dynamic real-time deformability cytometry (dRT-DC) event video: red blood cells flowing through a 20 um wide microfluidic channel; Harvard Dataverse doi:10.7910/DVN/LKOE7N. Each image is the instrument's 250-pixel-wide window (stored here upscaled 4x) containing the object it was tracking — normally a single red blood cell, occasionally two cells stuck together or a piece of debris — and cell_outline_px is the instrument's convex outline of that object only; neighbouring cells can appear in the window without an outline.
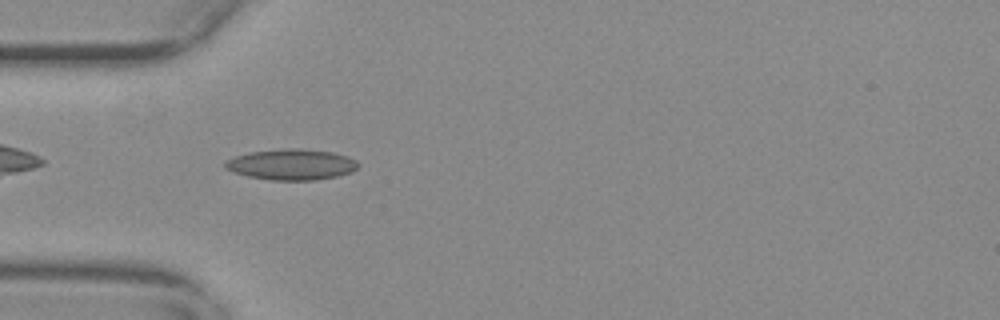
{"species": "common noctule bat (a hibernating species)", "species_latin": "Nyctalus noctula", "temperature_condition": "warm", "stored_images_in_passage": 42, "camera_frame_rate_fps": 3000, "um_per_image_px": 0.085, "animal": {"sex": "female", "body_mass_g": 29.2, "forearm_length_mm": 56.3}, "frame": {"image": 1, "passage_image": 3, "time_ms": 0.667, "image_size_px": [1000, 320], "cell_outline_px": [[360, 164], [352, 172], [336, 176], [312, 180], [272, 180], [248, 176], [224, 168], [224, 164], [228, 160], [236, 156], [248, 152], [284, 148], [300, 148], [332, 152], [348, 156], [356, 160]], "centroid_in_image_um": [24.8, 13.97], "position_along_channel_um": 60.2, "area_um2": 23.81}}
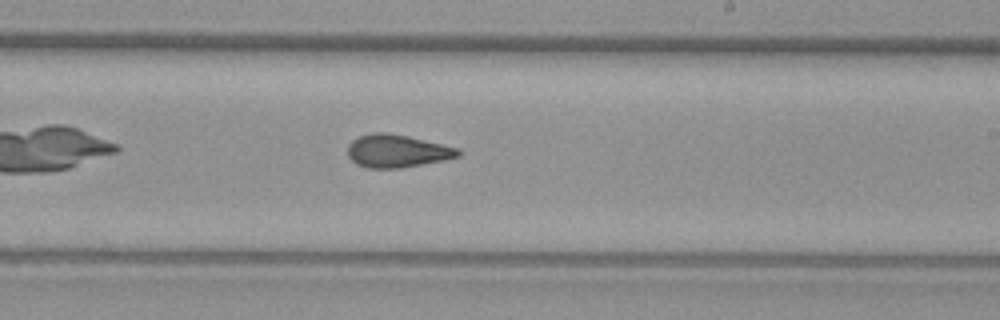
{"frame": {"image": 2, "passage_image": 19, "time_ms": 6.0, "image_size_px": [1000, 320], "cell_outline_px": [[460, 156], [444, 160], [400, 168], [368, 168], [356, 164], [348, 156], [348, 144], [352, 140], [360, 136], [372, 132], [384, 132], [408, 136], [460, 148]], "centroid_in_image_um": [33.75, 12.83], "position_along_channel_um": 255.3, "area_um2": 21.15}}
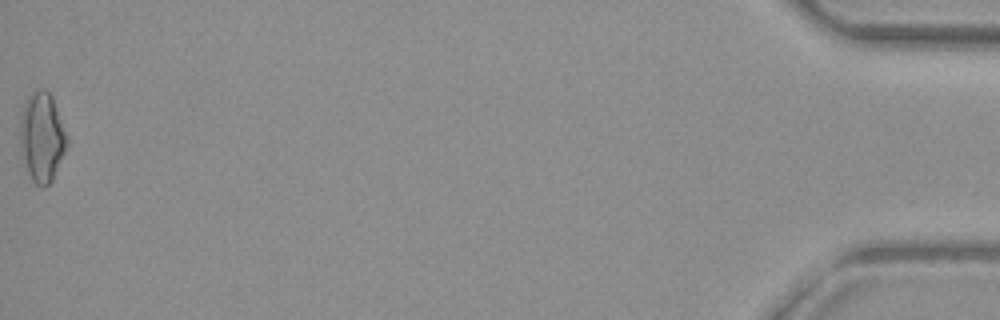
{"frame": {"image": 3, "passage_image": 42, "time_ms": 13.667, "image_size_px": [1000, 320], "cell_outline_px": [[68, 144], [52, 180], [44, 188], [36, 184], [32, 180], [28, 172], [20, 152], [20, 116], [24, 104], [28, 96], [36, 88], [44, 88], [52, 96], [68, 136]], "centroid_in_image_um": [3.56, 11.63], "position_along_channel_um": 431.6, "area_um2": 24.62}, "authors_computed_cell_mechanics": {"area_um2": 20.9814, "velocity_mm_per_s": 3.6866, "shape_relaxation_time_tau1_ms": null, "shape_relaxation_time_tau2_ms": 2.1407, "deformation_change_tau1": null, "deformation_change_tau2": 0.089}}